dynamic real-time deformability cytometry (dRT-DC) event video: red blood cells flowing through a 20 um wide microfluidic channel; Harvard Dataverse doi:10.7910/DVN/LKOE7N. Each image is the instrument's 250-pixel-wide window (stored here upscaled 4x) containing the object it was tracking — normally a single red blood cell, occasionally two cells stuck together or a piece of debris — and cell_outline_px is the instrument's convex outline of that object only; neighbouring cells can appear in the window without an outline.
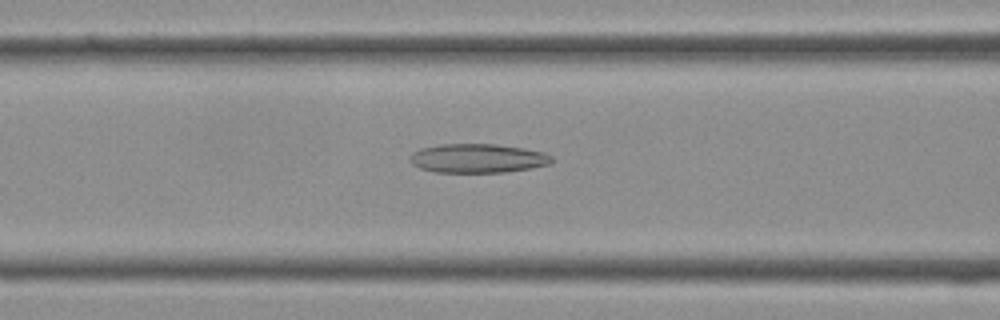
{"species": "Egyptian fruit bat (a non-hibernating species)", "species_latin": "Rousettus aegyptiacus", "temperature_condition": "cold", "stored_images_in_passage": 38, "camera_frame_rate_fps": 3000, "um_per_image_px": 0.085, "frame": {"image": 1, "passage_image": 15, "time_ms": 4.667, "image_size_px": [1000, 320], "cell_outline_px": [[556, 160], [548, 164], [532, 168], [504, 172], [436, 172], [420, 168], [412, 164], [408, 160], [408, 156], [412, 152], [420, 148], [440, 144], [496, 144], [524, 148], [544, 152], [552, 156]], "centroid_in_image_um": [40.59, 13.45], "position_along_channel_um": 126.0, "area_um2": 24.22}}
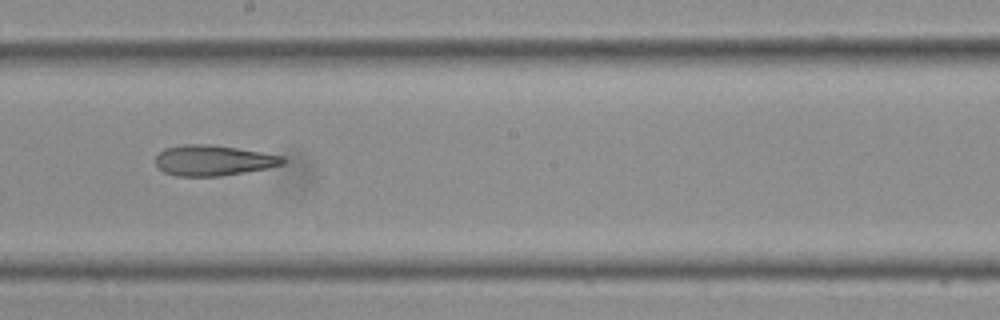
{"frame": {"image": 2, "passage_image": 21, "time_ms": 6.667, "image_size_px": [1000, 320], "cell_outline_px": [[288, 160], [284, 164], [268, 168], [220, 176], [176, 176], [164, 172], [156, 164], [156, 156], [164, 148], [184, 144], [208, 144], [236, 148], [284, 156]], "centroid_in_image_um": [18.14, 13.63], "position_along_channel_um": 230.1, "area_um2": 22.6}}
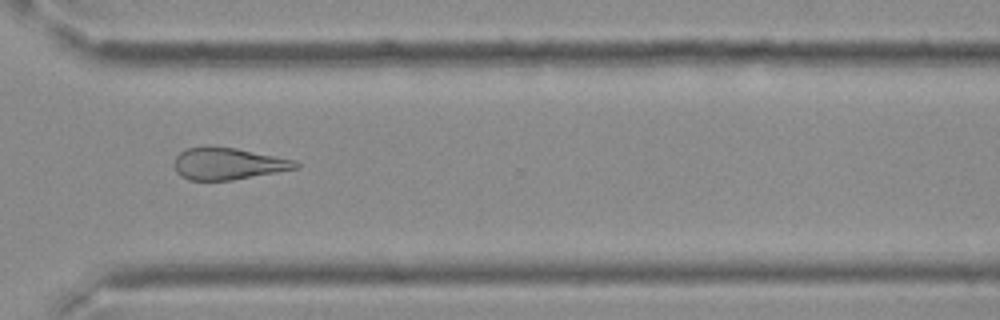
{"frame": {"image": 3, "passage_image": 28, "time_ms": 9.0, "image_size_px": [1000, 320], "cell_outline_px": [[300, 168], [232, 180], [188, 180], [180, 176], [176, 172], [176, 156], [180, 152], [188, 148], [236, 148], [296, 160], [300, 164]], "centroid_in_image_um": [19.44, 13.94], "position_along_channel_um": 351.2, "area_um2": 22.14}}